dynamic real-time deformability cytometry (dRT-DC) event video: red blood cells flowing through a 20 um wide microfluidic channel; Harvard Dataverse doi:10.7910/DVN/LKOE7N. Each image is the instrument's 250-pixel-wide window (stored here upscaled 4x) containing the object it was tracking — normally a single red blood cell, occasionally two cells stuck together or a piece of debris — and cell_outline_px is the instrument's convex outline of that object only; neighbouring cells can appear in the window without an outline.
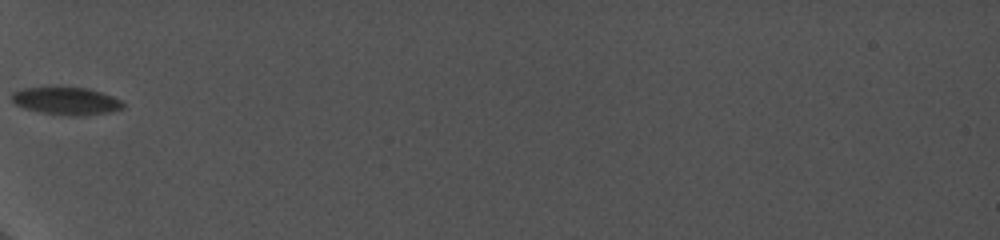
{"species": "common noctule bat (a hibernating species)", "species_latin": "Nyctalus noctula", "temperature_condition": "cold", "stored_images_in_passage": 30, "camera_frame_rate_fps": 5000, "um_per_image_px": 0.085, "animal": {"sex": "female", "body_mass_g": 19.0, "forearm_length_mm": 56.7}, "frame": {"image": 1, "passage_image": 1, "time_ms": 0.0, "image_size_px": [1000, 240], "cell_outline_px": [[124, 108], [108, 112], [80, 116], [76, 116], [44, 112], [24, 108], [16, 104], [12, 100], [12, 92], [24, 88], [88, 88], [112, 96], [120, 100], [124, 104]], "centroid_in_image_um": [5.65, 8.58], "position_along_channel_um": 79.3, "area_um2": 17.4}}
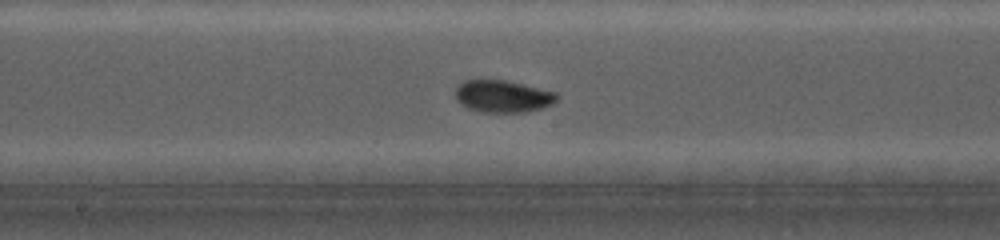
{"frame": {"image": 2, "passage_image": 14, "time_ms": 3.4, "image_size_px": [1000, 240], "cell_outline_px": [[560, 96], [552, 104], [540, 108], [524, 112], [484, 112], [468, 108], [460, 104], [456, 100], [456, 88], [464, 80], [504, 80], [556, 92]], "centroid_in_image_um": [42.73, 8.19], "position_along_channel_um": 205.5, "area_um2": 18.84}}
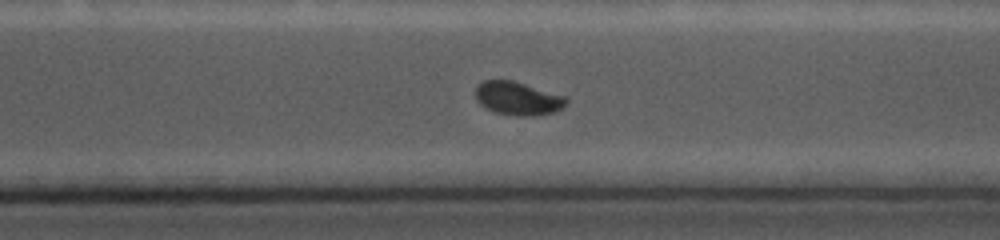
{"frame": {"image": 3, "passage_image": 25, "time_ms": 6.6, "image_size_px": [1000, 240], "cell_outline_px": [[568, 104], [564, 108], [556, 112], [532, 116], [516, 116], [492, 112], [484, 108], [476, 100], [476, 88], [484, 80], [512, 80], [564, 96], [568, 100]], "centroid_in_image_um": [44.02, 8.39], "position_along_channel_um": 326.6, "area_um2": 17.8}}